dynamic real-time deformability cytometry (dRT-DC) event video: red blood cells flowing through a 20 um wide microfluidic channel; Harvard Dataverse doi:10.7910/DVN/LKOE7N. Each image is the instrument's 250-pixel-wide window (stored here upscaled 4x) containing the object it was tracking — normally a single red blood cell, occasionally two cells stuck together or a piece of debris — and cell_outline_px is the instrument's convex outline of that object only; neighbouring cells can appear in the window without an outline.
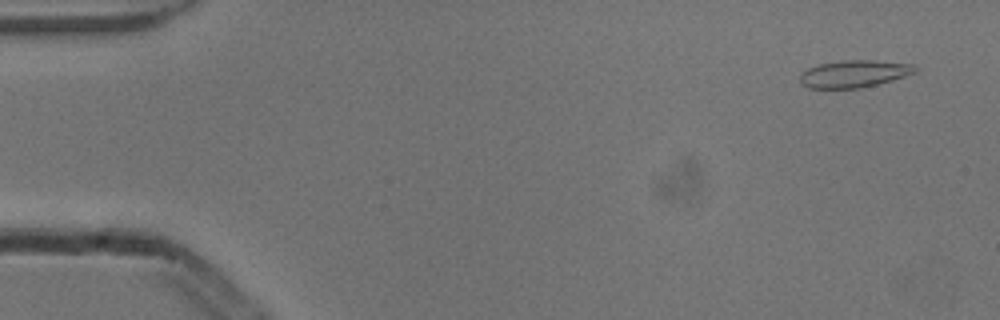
{"species": "common noctule bat (a hibernating species)", "species_latin": "Nyctalus noctula", "temperature_condition": "cold", "stored_images_in_passage": 53, "camera_frame_rate_fps": 3000, "um_per_image_px": 0.085, "animal": {"sex": "male", "body_mass_g": 13.3}, "frame": {"image": 1, "passage_image": 3, "time_ms": 0.667, "image_size_px": [1000, 320], "cell_outline_px": [[920, 68], [916, 72], [892, 80], [860, 88], [808, 88], [800, 80], [800, 72], [808, 68], [820, 64], [840, 60], [872, 60], [916, 64]], "centroid_in_image_um": [72.63, 6.26], "position_along_channel_um": 12.4, "area_um2": 18.32}}
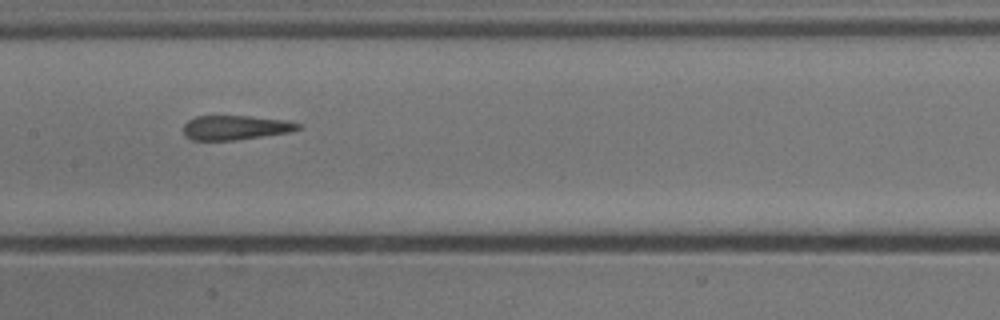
{"frame": {"image": 2, "passage_image": 26, "time_ms": 8.333, "image_size_px": [1000, 320], "cell_outline_px": [[304, 128], [292, 132], [236, 140], [192, 140], [184, 136], [184, 124], [188, 120], [196, 116], [252, 116], [288, 120], [304, 124]], "centroid_in_image_um": [20.1, 10.84], "position_along_channel_um": 187.3, "area_um2": 16.7}}
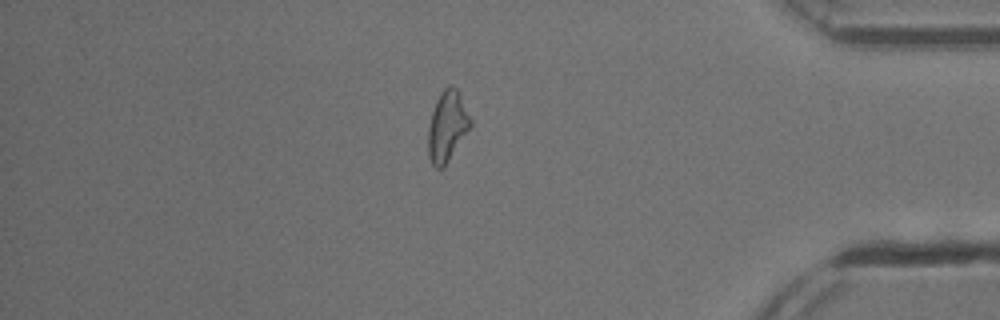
{"frame": {"image": 3, "passage_image": 45, "time_ms": 14.667, "image_size_px": [1000, 320], "cell_outline_px": [[472, 124], [444, 168], [436, 168], [432, 164], [428, 156], [428, 124], [436, 100], [440, 92], [444, 88], [452, 84], [456, 88], [472, 120]], "centroid_in_image_um": [37.99, 10.74], "position_along_channel_um": 397.2, "area_um2": 17.34}, "authors_computed_cell_mechanics": {"area_um2": 17.629, "velocity_mm_per_s": 3.8632, "shape_relaxation_time_tau1_ms": null, "shape_relaxation_time_tau2_ms": 1.8678, "deformation_change_tau1": null, "deformation_change_tau2": 0.0712}}